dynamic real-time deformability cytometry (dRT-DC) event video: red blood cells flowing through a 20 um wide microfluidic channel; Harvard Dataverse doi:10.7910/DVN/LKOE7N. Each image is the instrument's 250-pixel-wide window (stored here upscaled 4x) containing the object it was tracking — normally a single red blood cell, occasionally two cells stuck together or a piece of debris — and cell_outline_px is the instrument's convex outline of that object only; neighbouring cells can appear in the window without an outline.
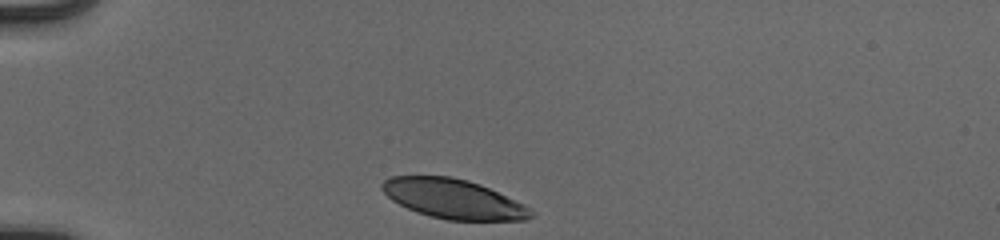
{"species": "human", "species_latin": "Homo sapiens", "temperature_condition": "cold", "stored_images_in_passage": 32, "camera_frame_rate_fps": 3000, "um_per_image_px": 0.085, "donor": {"sex": "male"}, "frame": {"image": 1, "passage_image": 1, "time_ms": 0.0, "image_size_px": [1000, 240], "cell_outline_px": [[536, 212], [532, 216], [524, 220], [448, 220], [416, 212], [392, 200], [380, 188], [380, 184], [388, 176], [452, 176], [468, 180], [480, 184], [524, 204]], "centroid_in_image_um": [38.53, 16.89], "position_along_channel_um": 46.5, "area_um2": 34.22}}
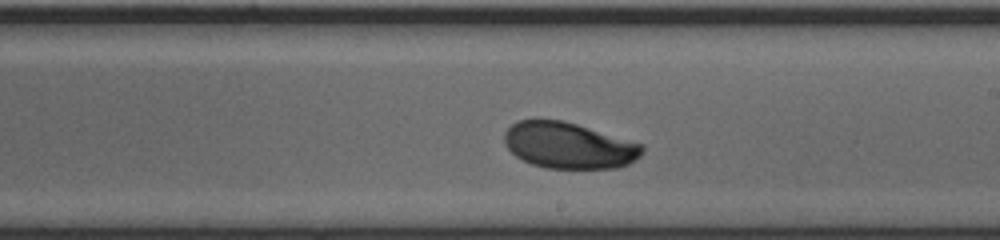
{"frame": {"image": 2, "passage_image": 19, "time_ms": 6.0, "image_size_px": [1000, 240], "cell_outline_px": [[644, 152], [636, 160], [620, 168], [544, 168], [532, 164], [516, 156], [504, 144], [504, 132], [516, 120], [564, 120], [644, 144]], "centroid_in_image_um": [48.37, 12.36], "position_along_channel_um": 240.6, "area_um2": 37.28}}
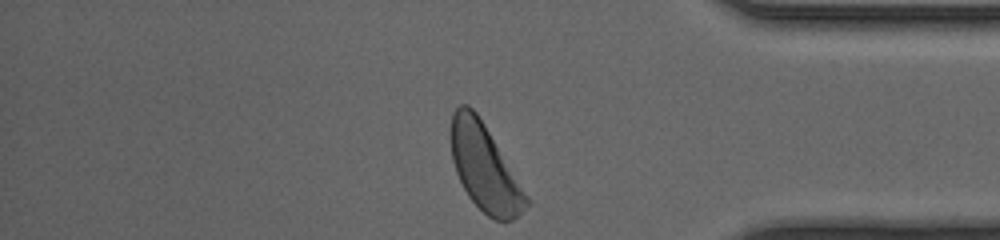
{"frame": {"image": 3, "passage_image": 32, "time_ms": 10.333, "image_size_px": [1000, 240], "cell_outline_px": [[532, 204], [512, 220], [496, 220], [488, 216], [468, 196], [456, 172], [452, 160], [448, 132], [452, 112], [460, 104], [468, 104], [476, 112], [484, 124], [528, 196]], "centroid_in_image_um": [41.16, 14.22], "position_along_channel_um": 394.0, "area_um2": 37.92}, "authors_computed_cell_mechanics": {"area_um2": 37.7434, "velocity_mm_per_s": 3.8827, "shape_relaxation_time_tau1_ms": 2.0934, "shape_relaxation_time_tau2_ms": null, "deformation_change_tau1": 0.1141, "deformation_change_tau2": null}}